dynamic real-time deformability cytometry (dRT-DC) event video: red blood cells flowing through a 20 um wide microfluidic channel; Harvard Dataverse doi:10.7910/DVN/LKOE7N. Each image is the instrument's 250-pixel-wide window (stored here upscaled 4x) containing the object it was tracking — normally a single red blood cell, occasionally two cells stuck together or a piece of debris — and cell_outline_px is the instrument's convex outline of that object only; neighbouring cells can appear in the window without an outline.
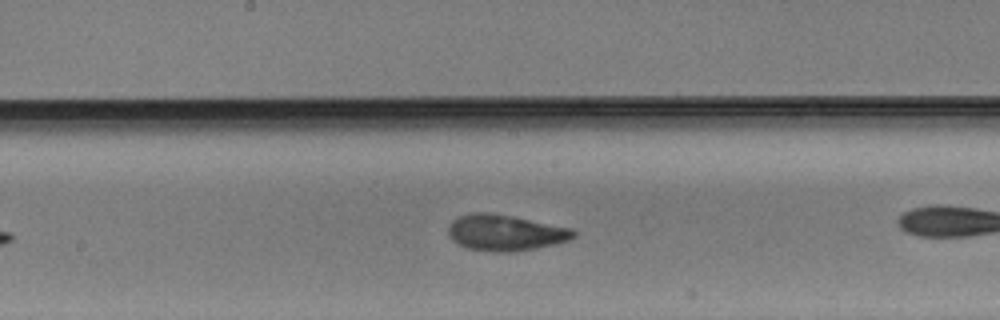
{"species": "Egyptian fruit bat (a non-hibernating species)", "species_latin": "Rousettus aegyptiacus", "temperature_condition": "warm", "stored_images_in_passage": 31, "camera_frame_rate_fps": 3000, "um_per_image_px": 0.085, "animal": {"sex": "male"}, "frame": {"image": 1, "passage_image": 18, "time_ms": 5.667, "image_size_px": [1000, 320], "cell_outline_px": [[576, 236], [568, 240], [552, 244], [512, 252], [492, 252], [464, 248], [452, 240], [448, 236], [448, 228], [452, 220], [460, 216], [472, 212], [484, 212], [512, 216], [572, 228], [576, 232]], "centroid_in_image_um": [42.9, 19.78], "position_along_channel_um": 205.3, "area_um2": 26.24}}
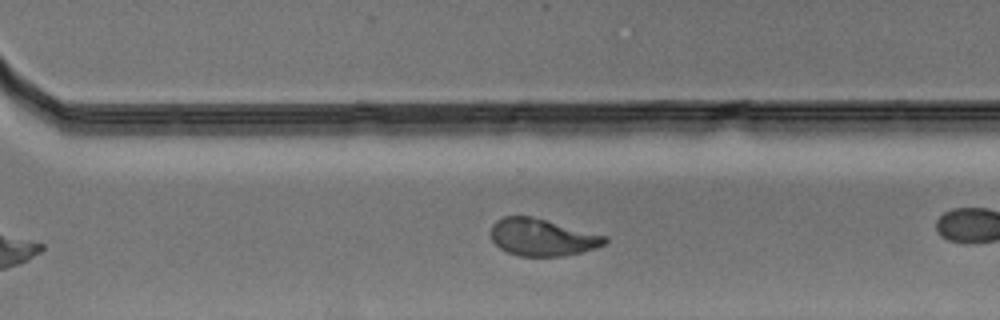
{"frame": {"image": 2, "passage_image": 27, "time_ms": 8.667, "image_size_px": [1000, 320], "cell_outline_px": [[608, 240], [604, 244], [596, 248], [564, 256], [520, 256], [508, 252], [500, 248], [492, 240], [492, 224], [496, 220], [504, 216], [532, 216], [608, 236]], "centroid_in_image_um": [46.1, 20.16], "position_along_channel_um": 324.5, "area_um2": 24.62}}